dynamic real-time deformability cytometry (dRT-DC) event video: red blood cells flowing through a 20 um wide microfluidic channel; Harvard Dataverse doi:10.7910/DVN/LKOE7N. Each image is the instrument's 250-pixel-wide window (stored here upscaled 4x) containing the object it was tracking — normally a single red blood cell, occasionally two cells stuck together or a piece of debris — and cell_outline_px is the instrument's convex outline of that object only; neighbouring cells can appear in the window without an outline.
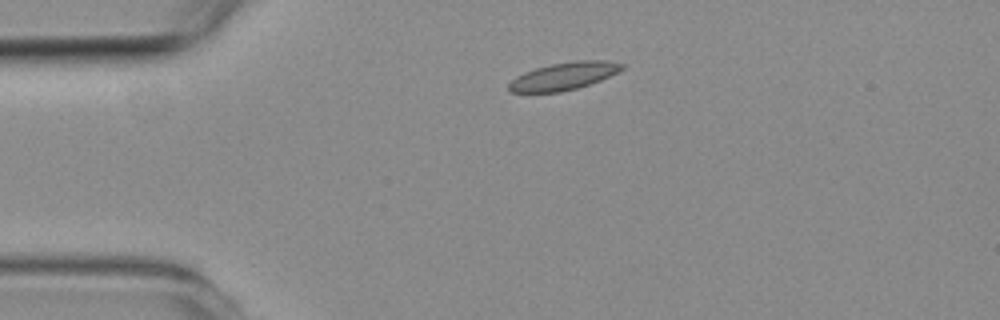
{"species": "common noctule bat (a hibernating species)", "species_latin": "Nyctalus noctula", "temperature_condition": "room temperature", "stored_images_in_passage": 3, "camera_frame_rate_fps": 3000, "um_per_image_px": 0.085, "animal": {"sex": "female", "body_mass_g": 19.3, "forearm_length_mm": 54.1}, "frame": {"image": 1, "passage_image": 2, "time_ms": 1.333, "image_size_px": [1000, 320], "cell_outline_px": [[624, 68], [620, 72], [600, 80], [576, 88], [560, 92], [508, 92], [508, 84], [516, 76], [524, 72], [536, 68], [552, 64], [576, 60], [608, 60], [624, 64]], "centroid_in_image_um": [47.94, 6.46], "position_along_channel_um": 37.1, "area_um2": 18.15}}